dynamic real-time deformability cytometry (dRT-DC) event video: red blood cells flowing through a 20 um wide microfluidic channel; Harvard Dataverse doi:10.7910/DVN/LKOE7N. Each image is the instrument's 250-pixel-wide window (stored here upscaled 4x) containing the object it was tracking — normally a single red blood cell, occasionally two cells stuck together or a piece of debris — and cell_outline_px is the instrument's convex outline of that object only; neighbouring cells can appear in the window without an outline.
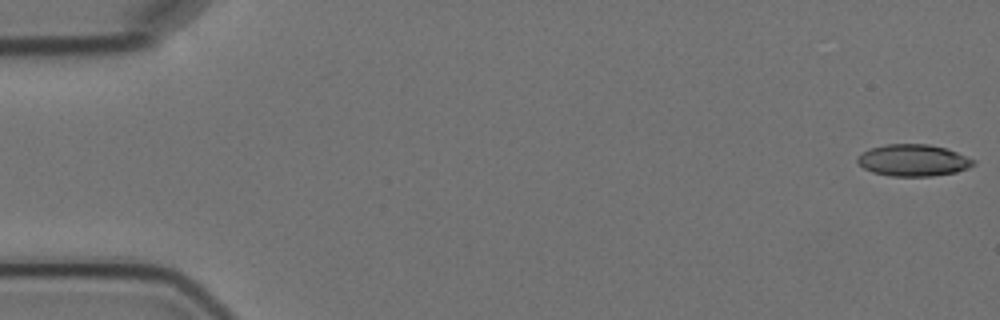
{"species": "Egyptian fruit bat (a non-hibernating species)", "species_latin": "Rousettus aegyptiacus", "temperature_condition": "cold", "stored_images_in_passage": 5, "camera_frame_rate_fps": 3000, "um_per_image_px": 0.085, "animal": {"sex": "female"}, "frame": {"image": 1, "passage_image": 1, "time_ms": 0.0, "image_size_px": [1000, 320], "cell_outline_px": [[976, 164], [968, 168], [956, 172], [932, 176], [888, 176], [872, 172], [864, 168], [856, 160], [856, 156], [872, 148], [884, 144], [928, 144], [948, 148], [976, 160]], "centroid_in_image_um": [77.65, 13.62], "position_along_channel_um": 7.3, "area_um2": 21.62}}
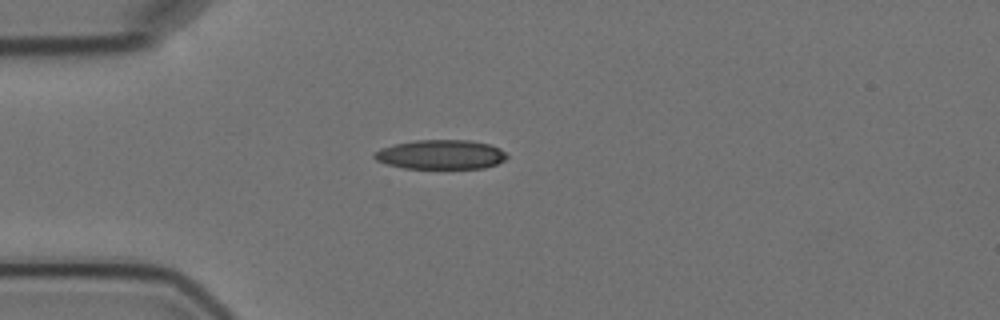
{"frame": {"image": 2, "passage_image": 5, "time_ms": 4.667, "image_size_px": [1000, 320], "cell_outline_px": [[508, 156], [504, 160], [496, 164], [484, 168], [404, 168], [388, 164], [376, 160], [372, 156], [372, 152], [380, 148], [392, 144], [416, 140], [472, 140], [488, 144], [500, 148]], "centroid_in_image_um": [37.43, 13.13], "position_along_channel_um": 47.6, "area_um2": 22.77}}